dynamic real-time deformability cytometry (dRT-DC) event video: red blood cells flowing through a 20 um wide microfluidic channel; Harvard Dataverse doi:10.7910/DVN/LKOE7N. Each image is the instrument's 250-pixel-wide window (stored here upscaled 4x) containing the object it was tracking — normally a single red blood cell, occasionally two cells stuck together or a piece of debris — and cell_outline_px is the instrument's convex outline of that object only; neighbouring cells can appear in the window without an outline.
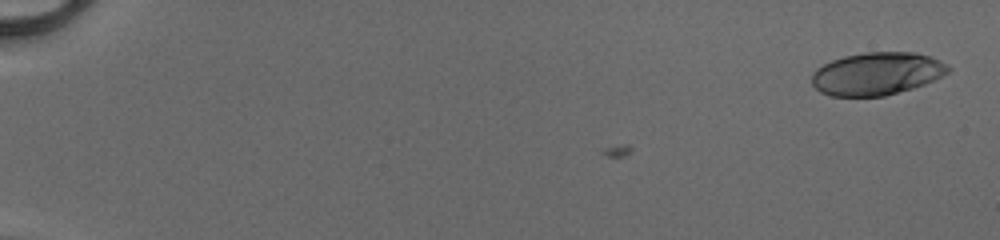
{"species": "human", "species_latin": "Homo sapiens", "temperature_condition": "cold", "stored_images_in_passage": 52, "camera_frame_rate_fps": 3000, "um_per_image_px": 0.085, "donor": {"sex": "male"}, "frame": {"image": 1, "passage_image": 2, "time_ms": 0.333, "image_size_px": [1000, 240], "cell_outline_px": [[952, 68], [948, 72], [924, 84], [912, 88], [884, 96], [832, 96], [820, 92], [812, 84], [812, 72], [816, 68], [832, 60], [844, 56], [864, 52], [916, 52], [940, 60], [948, 64]], "centroid_in_image_um": [74.52, 6.25], "position_along_channel_um": 10.5, "area_um2": 33.93}}
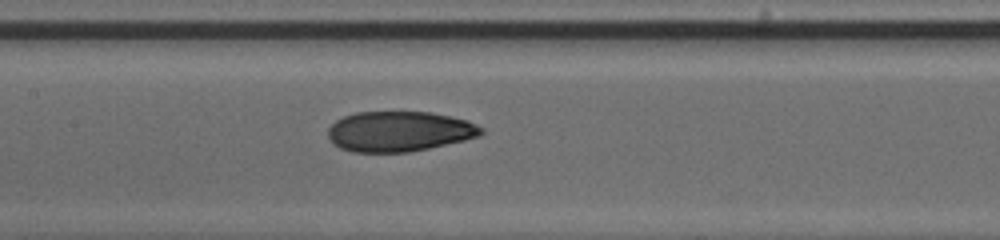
{"frame": {"image": 2, "passage_image": 28, "time_ms": 9.0, "image_size_px": [1000, 240], "cell_outline_px": [[484, 132], [480, 136], [464, 140], [428, 148], [408, 152], [352, 152], [340, 148], [332, 144], [328, 140], [328, 128], [336, 120], [344, 116], [356, 112], [432, 112], [468, 120], [484, 128]], "centroid_in_image_um": [33.92, 11.17], "position_along_channel_um": 173.5, "area_um2": 36.13}}
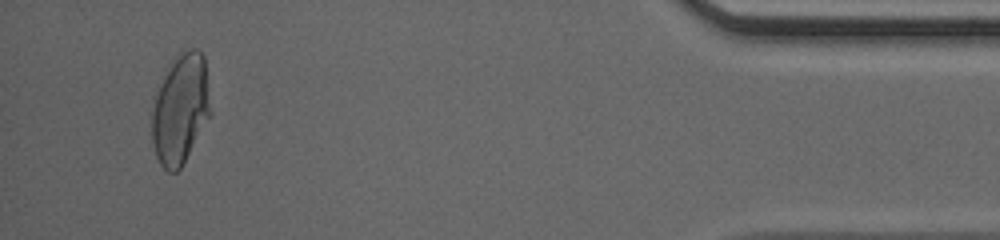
{"frame": {"image": 3, "passage_image": 50, "time_ms": 16.333, "image_size_px": [1000, 240], "cell_outline_px": [[212, 112], [180, 168], [176, 172], [168, 172], [160, 164], [156, 156], [152, 140], [152, 112], [156, 96], [164, 76], [172, 64], [184, 52], [192, 48], [196, 48], [204, 56]], "centroid_in_image_um": [15.36, 9.32], "position_along_channel_um": 419.8, "area_um2": 36.65}, "authors_computed_cell_mechanics": {"area_um2": 36.0094, "velocity_mm_per_s": 4.1484, "shape_relaxation_time_tau1_ms": 5.7357, "shape_relaxation_time_tau2_ms": 0.9956, "deformation_change_tau1": 0.2127, "deformation_change_tau2": 0.0624}}